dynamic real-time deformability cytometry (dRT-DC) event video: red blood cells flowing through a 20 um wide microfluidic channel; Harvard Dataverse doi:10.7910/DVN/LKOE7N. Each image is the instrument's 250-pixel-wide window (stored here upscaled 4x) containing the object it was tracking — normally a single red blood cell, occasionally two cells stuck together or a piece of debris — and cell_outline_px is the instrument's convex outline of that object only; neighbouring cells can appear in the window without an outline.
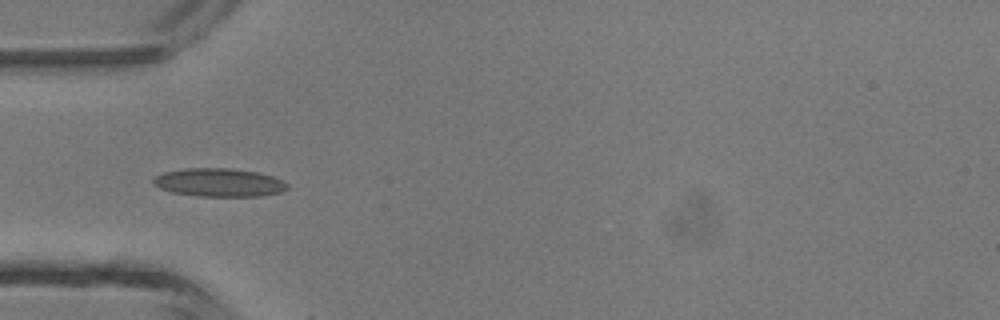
{"species": "common noctule bat (a hibernating species)", "species_latin": "Nyctalus noctula", "temperature_condition": "room temperature", "stored_images_in_passage": 2, "camera_frame_rate_fps": 3000, "um_per_image_px": 0.085, "animal": {"sex": "male", "body_mass_g": 13.3}, "frame": {"image": 1, "passage_image": 1, "time_ms": 0.0, "image_size_px": [1000, 320], "cell_outline_px": [[288, 188], [280, 192], [260, 196], [196, 196], [172, 192], [160, 188], [152, 184], [152, 180], [156, 176], [164, 172], [184, 168], [232, 168], [256, 172], [272, 176], [288, 184]], "centroid_in_image_um": [18.59, 15.51], "position_along_channel_um": 66.4, "area_um2": 22.08}}
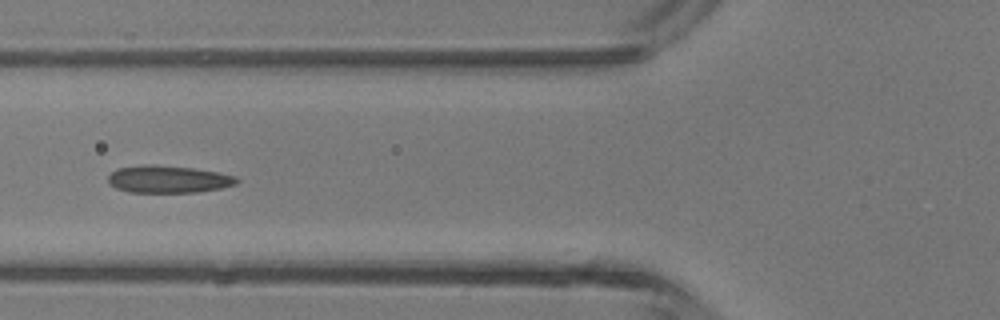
{"frame": {"image": 2, "passage_image": 2, "time_ms": 1.0, "image_size_px": [1000, 320], "cell_outline_px": [[240, 180], [236, 184], [220, 188], [196, 192], [128, 192], [116, 188], [108, 184], [108, 176], [116, 168], [144, 164], [152, 164], [192, 168], [216, 172], [236, 176]], "centroid_in_image_um": [14.26, 15.23], "position_along_channel_um": 111.5, "area_um2": 20.52}}